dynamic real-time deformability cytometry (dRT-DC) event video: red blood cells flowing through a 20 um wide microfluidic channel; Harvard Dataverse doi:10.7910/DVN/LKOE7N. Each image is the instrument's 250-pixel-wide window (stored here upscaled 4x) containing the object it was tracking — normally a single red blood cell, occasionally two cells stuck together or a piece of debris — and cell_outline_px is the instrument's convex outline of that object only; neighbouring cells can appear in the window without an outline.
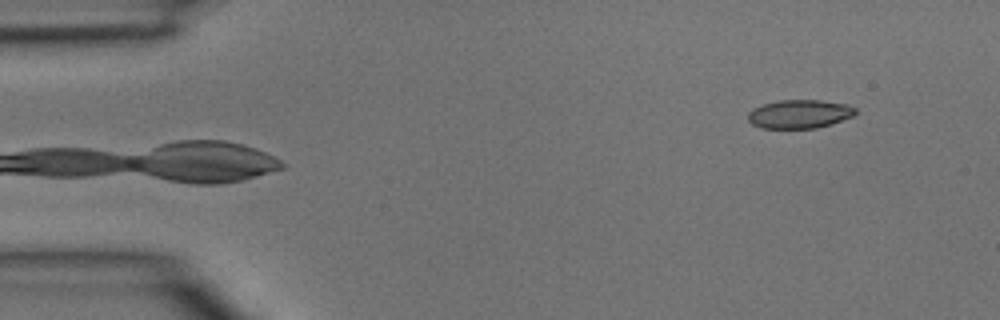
{"species": "common noctule bat (a hibernating species)", "species_latin": "Nyctalus noctula", "temperature_condition": "room temperature", "stored_images_in_passage": 4, "camera_frame_rate_fps": 3000, "um_per_image_px": 0.085, "animal": {"sex": "male", "body_mass_g": 15.6}, "frame": {"image": 1, "passage_image": 4, "time_ms": 1.0, "image_size_px": [1000, 320], "cell_outline_px": [[856, 112], [852, 116], [832, 124], [816, 128], [760, 128], [752, 124], [748, 120], [748, 112], [752, 108], [764, 104], [780, 100], [820, 100], [848, 104], [856, 108]], "centroid_in_image_um": [67.95, 9.69], "position_along_channel_um": 17.1, "area_um2": 17.98}}